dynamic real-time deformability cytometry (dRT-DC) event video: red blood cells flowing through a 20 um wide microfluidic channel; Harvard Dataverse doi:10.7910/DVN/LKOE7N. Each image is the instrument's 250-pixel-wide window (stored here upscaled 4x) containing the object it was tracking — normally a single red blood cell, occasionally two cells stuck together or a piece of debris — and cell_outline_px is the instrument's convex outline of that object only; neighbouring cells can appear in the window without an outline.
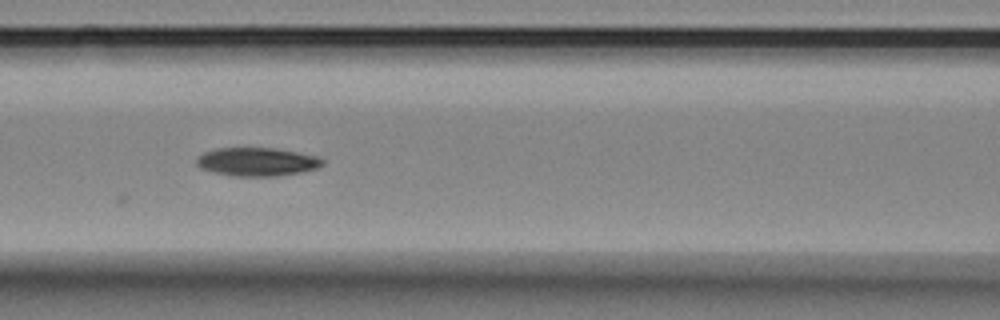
{"species": "Egyptian fruit bat (a non-hibernating species)", "species_latin": "Rousettus aegyptiacus", "temperature_condition": "room temperature", "stored_images_in_passage": 8, "camera_frame_rate_fps": 3000, "um_per_image_px": 0.085, "animal": {"sex": "female"}, "frame": {"image": 1, "passage_image": 7, "time_ms": 2.0, "image_size_px": [1000, 320], "cell_outline_px": [[324, 164], [320, 168], [300, 172], [276, 176], [232, 176], [212, 172], [200, 168], [196, 164], [196, 160], [204, 152], [216, 148], [276, 148], [320, 156], [324, 160]], "centroid_in_image_um": [21.88, 13.75], "position_along_channel_um": 144.7, "area_um2": 21.1}}
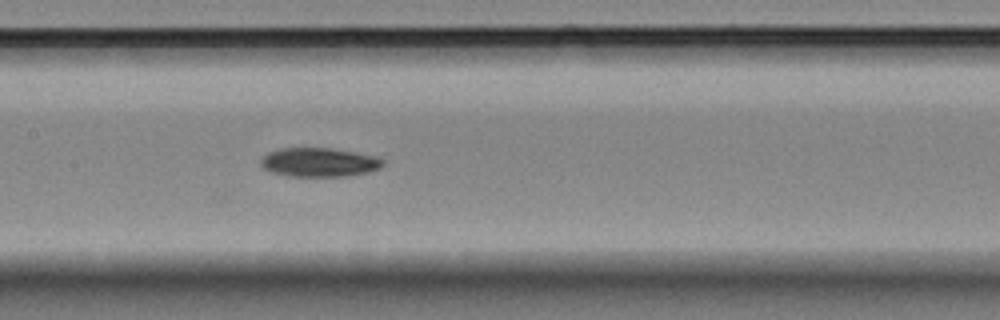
{"frame": {"image": 2, "passage_image": 8, "time_ms": 2.333, "image_size_px": [1000, 320], "cell_outline_px": [[384, 164], [380, 168], [368, 172], [344, 176], [292, 176], [272, 172], [264, 168], [260, 164], [260, 160], [268, 152], [280, 148], [332, 148], [380, 156], [384, 160]], "centroid_in_image_um": [27.17, 13.78], "position_along_channel_um": 180.2, "area_um2": 20.69}}